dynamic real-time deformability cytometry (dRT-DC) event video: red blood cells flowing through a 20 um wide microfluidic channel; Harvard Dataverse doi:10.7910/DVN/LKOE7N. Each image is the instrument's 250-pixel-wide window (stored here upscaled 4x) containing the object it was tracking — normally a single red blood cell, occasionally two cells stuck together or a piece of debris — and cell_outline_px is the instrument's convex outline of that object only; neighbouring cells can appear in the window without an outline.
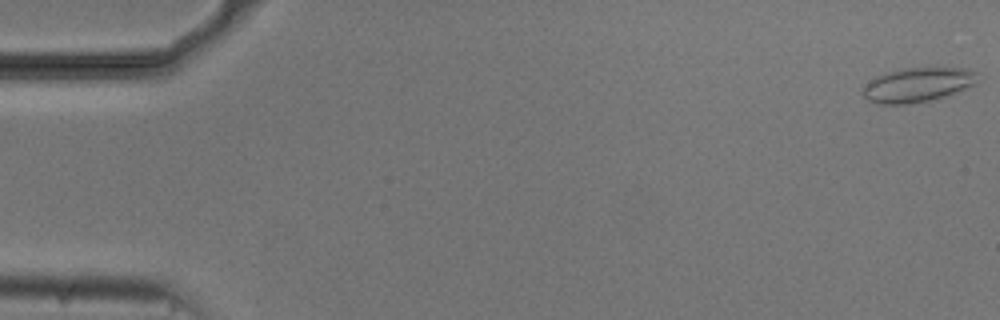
{"species": "common noctule bat (a hibernating species)", "species_latin": "Nyctalus noctula", "temperature_condition": "cold", "stored_images_in_passage": 21, "camera_frame_rate_fps": 3000, "um_per_image_px": 0.085, "animal": {"sex": "male", "body_mass_g": 20.5, "forearm_length_mm": 52.5}, "frame": {"image": 1, "passage_image": 1, "time_ms": 0.0, "image_size_px": [1000, 320], "cell_outline_px": [[976, 84], [944, 96], [912, 104], [880, 104], [868, 100], [860, 92], [876, 76], [900, 68], [928, 64], [936, 64], [968, 68], [976, 72]], "centroid_in_image_um": [78.05, 7.13], "position_along_channel_um": 7.0, "area_um2": 23.81}}
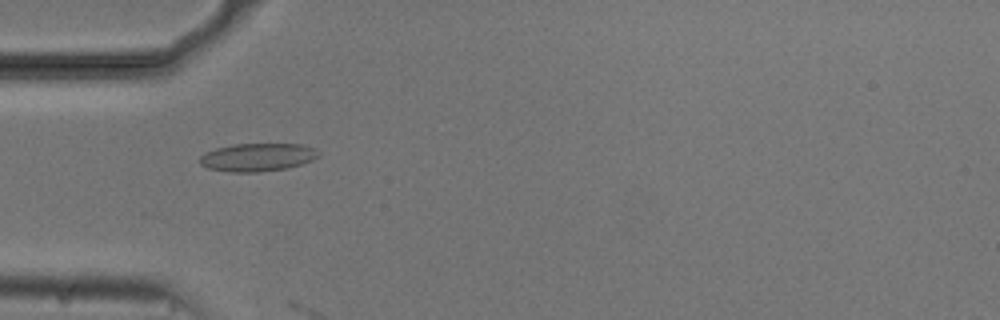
{"frame": {"image": 2, "passage_image": 17, "time_ms": 5.333, "image_size_px": [1000, 320], "cell_outline_px": [[320, 156], [312, 160], [288, 168], [260, 172], [232, 172], [208, 168], [200, 164], [200, 156], [204, 152], [216, 148], [232, 144], [304, 144], [316, 148], [320, 152]], "centroid_in_image_um": [21.91, 13.36], "position_along_channel_um": 63.1, "area_um2": 19.59}}